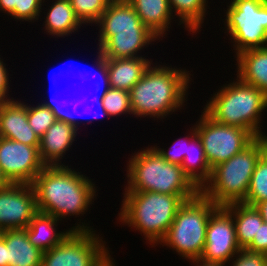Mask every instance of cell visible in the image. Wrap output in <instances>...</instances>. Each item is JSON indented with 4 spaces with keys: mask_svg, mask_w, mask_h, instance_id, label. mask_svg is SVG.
I'll list each match as a JSON object with an SVG mask.
<instances>
[{
    "mask_svg": "<svg viewBox=\"0 0 267 266\" xmlns=\"http://www.w3.org/2000/svg\"><path fill=\"white\" fill-rule=\"evenodd\" d=\"M17 0H0V12L9 16L13 13Z\"/></svg>",
    "mask_w": 267,
    "mask_h": 266,
    "instance_id": "8d00e7d4",
    "label": "cell"
},
{
    "mask_svg": "<svg viewBox=\"0 0 267 266\" xmlns=\"http://www.w3.org/2000/svg\"><path fill=\"white\" fill-rule=\"evenodd\" d=\"M44 0H17V5L13 13L10 15L15 21L21 24L22 22L34 23L38 22L39 17L42 15V6Z\"/></svg>",
    "mask_w": 267,
    "mask_h": 266,
    "instance_id": "d6a6232c",
    "label": "cell"
},
{
    "mask_svg": "<svg viewBox=\"0 0 267 266\" xmlns=\"http://www.w3.org/2000/svg\"><path fill=\"white\" fill-rule=\"evenodd\" d=\"M255 208L259 211L262 219L265 223H267V200L261 201L255 205Z\"/></svg>",
    "mask_w": 267,
    "mask_h": 266,
    "instance_id": "f35d334b",
    "label": "cell"
},
{
    "mask_svg": "<svg viewBox=\"0 0 267 266\" xmlns=\"http://www.w3.org/2000/svg\"><path fill=\"white\" fill-rule=\"evenodd\" d=\"M160 63H152L129 91L133 117L137 119L163 121L174 112L185 110L189 86L194 82L193 70Z\"/></svg>",
    "mask_w": 267,
    "mask_h": 266,
    "instance_id": "7a4b0ae2",
    "label": "cell"
},
{
    "mask_svg": "<svg viewBox=\"0 0 267 266\" xmlns=\"http://www.w3.org/2000/svg\"><path fill=\"white\" fill-rule=\"evenodd\" d=\"M219 206L199 192L178 209L160 246L169 247L185 260L200 259L206 239L207 224ZM175 250V251H174Z\"/></svg>",
    "mask_w": 267,
    "mask_h": 266,
    "instance_id": "52a82bcc",
    "label": "cell"
},
{
    "mask_svg": "<svg viewBox=\"0 0 267 266\" xmlns=\"http://www.w3.org/2000/svg\"><path fill=\"white\" fill-rule=\"evenodd\" d=\"M208 2V0H169L174 18H177L176 23L179 26L182 24L181 27L192 36L199 33L204 26L205 17L209 14Z\"/></svg>",
    "mask_w": 267,
    "mask_h": 266,
    "instance_id": "4316f807",
    "label": "cell"
},
{
    "mask_svg": "<svg viewBox=\"0 0 267 266\" xmlns=\"http://www.w3.org/2000/svg\"><path fill=\"white\" fill-rule=\"evenodd\" d=\"M181 167L184 174L199 190L210 180L212 169L198 134L188 143L187 154L184 156Z\"/></svg>",
    "mask_w": 267,
    "mask_h": 266,
    "instance_id": "d4e9b609",
    "label": "cell"
},
{
    "mask_svg": "<svg viewBox=\"0 0 267 266\" xmlns=\"http://www.w3.org/2000/svg\"><path fill=\"white\" fill-rule=\"evenodd\" d=\"M9 184L10 183L4 177V175L2 174L1 169H0V189L7 187Z\"/></svg>",
    "mask_w": 267,
    "mask_h": 266,
    "instance_id": "7bdbcfd3",
    "label": "cell"
},
{
    "mask_svg": "<svg viewBox=\"0 0 267 266\" xmlns=\"http://www.w3.org/2000/svg\"><path fill=\"white\" fill-rule=\"evenodd\" d=\"M63 67H64V66H63ZM63 67L58 68L59 71L56 70V71L58 72V73H57L58 76H60V75L64 76V72H63V71H64V70H63L64 68H63ZM53 72H54V71H53ZM50 75H51V74H50ZM54 75H56V72L53 73V78H54ZM57 78H58V77H57ZM57 78H56V79H57ZM64 78H65V77H64ZM59 79H60V78H59ZM52 80H53V79H52ZM63 80H64V79H63ZM66 80H67V79H66ZM53 82H54V83H53V87H55V88H54V89H55V92H54V94H53L54 96L52 95V97H56V98H58V96H57V92H58L57 89H58V87L56 86L57 81L55 80V78H54ZM54 85H55V86H54ZM56 90H57V91H56ZM55 93H56V96H55Z\"/></svg>",
    "mask_w": 267,
    "mask_h": 266,
    "instance_id": "60d3db41",
    "label": "cell"
},
{
    "mask_svg": "<svg viewBox=\"0 0 267 266\" xmlns=\"http://www.w3.org/2000/svg\"><path fill=\"white\" fill-rule=\"evenodd\" d=\"M76 113L79 114L78 111L67 109L40 138L39 154L46 166L66 165L62 160L76 143L81 123H85L78 120Z\"/></svg>",
    "mask_w": 267,
    "mask_h": 266,
    "instance_id": "4fadbf2b",
    "label": "cell"
},
{
    "mask_svg": "<svg viewBox=\"0 0 267 266\" xmlns=\"http://www.w3.org/2000/svg\"><path fill=\"white\" fill-rule=\"evenodd\" d=\"M246 249L267 254V223L263 222L261 224L259 231L254 235L252 243Z\"/></svg>",
    "mask_w": 267,
    "mask_h": 266,
    "instance_id": "d590c367",
    "label": "cell"
},
{
    "mask_svg": "<svg viewBox=\"0 0 267 266\" xmlns=\"http://www.w3.org/2000/svg\"><path fill=\"white\" fill-rule=\"evenodd\" d=\"M77 220L80 221H76L75 226L73 225L68 230L64 229L65 231H58L57 226L62 221L52 215L38 211L28 227L25 228L27 237L33 246L45 252L62 242L72 231H94L93 226L91 227L89 223L85 222L87 220H84V222L82 219Z\"/></svg>",
    "mask_w": 267,
    "mask_h": 266,
    "instance_id": "2e32d148",
    "label": "cell"
},
{
    "mask_svg": "<svg viewBox=\"0 0 267 266\" xmlns=\"http://www.w3.org/2000/svg\"><path fill=\"white\" fill-rule=\"evenodd\" d=\"M240 249L233 217L224 206H219L209 218L205 247L200 260L207 263L229 264Z\"/></svg>",
    "mask_w": 267,
    "mask_h": 266,
    "instance_id": "8fae6325",
    "label": "cell"
},
{
    "mask_svg": "<svg viewBox=\"0 0 267 266\" xmlns=\"http://www.w3.org/2000/svg\"><path fill=\"white\" fill-rule=\"evenodd\" d=\"M27 100L0 102V137L30 146H39L40 138L29 126Z\"/></svg>",
    "mask_w": 267,
    "mask_h": 266,
    "instance_id": "e0dca14e",
    "label": "cell"
},
{
    "mask_svg": "<svg viewBox=\"0 0 267 266\" xmlns=\"http://www.w3.org/2000/svg\"><path fill=\"white\" fill-rule=\"evenodd\" d=\"M267 200V150L258 159L252 174L248 193L242 203L255 206Z\"/></svg>",
    "mask_w": 267,
    "mask_h": 266,
    "instance_id": "f546056e",
    "label": "cell"
},
{
    "mask_svg": "<svg viewBox=\"0 0 267 266\" xmlns=\"http://www.w3.org/2000/svg\"><path fill=\"white\" fill-rule=\"evenodd\" d=\"M222 27L237 54L267 46V0H231ZM226 11V12H225ZM225 29V30H224Z\"/></svg>",
    "mask_w": 267,
    "mask_h": 266,
    "instance_id": "ba28073f",
    "label": "cell"
},
{
    "mask_svg": "<svg viewBox=\"0 0 267 266\" xmlns=\"http://www.w3.org/2000/svg\"><path fill=\"white\" fill-rule=\"evenodd\" d=\"M190 127V132L188 135H185L184 138L180 137L179 139L174 140L173 145L169 148H162L156 144L153 147L157 150V152L167 161L173 164L180 165L184 160L185 154H187L188 143L197 135L195 125Z\"/></svg>",
    "mask_w": 267,
    "mask_h": 266,
    "instance_id": "1f68e13d",
    "label": "cell"
},
{
    "mask_svg": "<svg viewBox=\"0 0 267 266\" xmlns=\"http://www.w3.org/2000/svg\"><path fill=\"white\" fill-rule=\"evenodd\" d=\"M38 212L31 184H12L0 189V228L25 229Z\"/></svg>",
    "mask_w": 267,
    "mask_h": 266,
    "instance_id": "5bb4252c",
    "label": "cell"
},
{
    "mask_svg": "<svg viewBox=\"0 0 267 266\" xmlns=\"http://www.w3.org/2000/svg\"><path fill=\"white\" fill-rule=\"evenodd\" d=\"M71 167L69 164L45 166L31 184L38 211L63 222L74 215L82 218L89 212L99 191L93 179Z\"/></svg>",
    "mask_w": 267,
    "mask_h": 266,
    "instance_id": "6da1fadb",
    "label": "cell"
},
{
    "mask_svg": "<svg viewBox=\"0 0 267 266\" xmlns=\"http://www.w3.org/2000/svg\"><path fill=\"white\" fill-rule=\"evenodd\" d=\"M230 262L226 266H267V254L240 249Z\"/></svg>",
    "mask_w": 267,
    "mask_h": 266,
    "instance_id": "836d02e7",
    "label": "cell"
},
{
    "mask_svg": "<svg viewBox=\"0 0 267 266\" xmlns=\"http://www.w3.org/2000/svg\"><path fill=\"white\" fill-rule=\"evenodd\" d=\"M97 54L98 55H96V61L94 62L95 64L93 65V69H91V71L90 70H88V69H86L85 67L83 68V73H85V75H83L82 76V80H83V82H84V80L85 81H91V76H95L96 77V79H95V77L93 78V79H95V81H93L92 83L94 84V87H95V89H93V90H91V91H94V92H91L92 94H90V96L91 95H94L93 93H95V95L94 96H91V98H90V96H88V97H86L84 100H82V99H79V97H77L76 99H74V97H73V99L71 98V100L70 99H68L67 101H66V103H67V106H69V108H67L68 110H72V109H74L75 111H79L78 109H80L79 108V106L78 105H82V103H83V105L82 106H85L86 108L88 107L89 108V105H91L90 106V108H92L93 109V104L95 105V107L97 106V104L98 103H100L103 99H104V96H105V94H106V92L108 91V88H109V80H108V73H107V68H106V64H105V58L102 56V54L100 53V51L98 50V52H97ZM96 68H95V67ZM94 68H95V70H94ZM86 70H88V71H86ZM94 70V71H93ZM91 74H90V73ZM95 73H97V75L95 74ZM88 76V77H87ZM90 77V78H89ZM91 83V82H90ZM85 84V83H84ZM90 87V86H89ZM89 92V91H88ZM93 97V98H92ZM88 98H89V100H88ZM93 99V100H92ZM83 101V102H82ZM73 104V105H71V103ZM74 102V103H73ZM78 102V103H77ZM91 103V104H90ZM70 107L72 108V109H70Z\"/></svg>",
    "mask_w": 267,
    "mask_h": 266,
    "instance_id": "83f0119b",
    "label": "cell"
},
{
    "mask_svg": "<svg viewBox=\"0 0 267 266\" xmlns=\"http://www.w3.org/2000/svg\"><path fill=\"white\" fill-rule=\"evenodd\" d=\"M233 59L236 61V76L267 96V46L245 50Z\"/></svg>",
    "mask_w": 267,
    "mask_h": 266,
    "instance_id": "44dd1931",
    "label": "cell"
},
{
    "mask_svg": "<svg viewBox=\"0 0 267 266\" xmlns=\"http://www.w3.org/2000/svg\"><path fill=\"white\" fill-rule=\"evenodd\" d=\"M230 81L211 94L203 111L220 124L248 130L255 138L266 137L261 124L262 113L267 112V96L238 77Z\"/></svg>",
    "mask_w": 267,
    "mask_h": 266,
    "instance_id": "277c9868",
    "label": "cell"
},
{
    "mask_svg": "<svg viewBox=\"0 0 267 266\" xmlns=\"http://www.w3.org/2000/svg\"><path fill=\"white\" fill-rule=\"evenodd\" d=\"M3 59L4 58L0 55V102L16 99V97H11L12 94H10L11 91L9 90V88L11 87V85L9 83H11V80L9 78V70L6 68V63Z\"/></svg>",
    "mask_w": 267,
    "mask_h": 266,
    "instance_id": "e575fe53",
    "label": "cell"
},
{
    "mask_svg": "<svg viewBox=\"0 0 267 266\" xmlns=\"http://www.w3.org/2000/svg\"><path fill=\"white\" fill-rule=\"evenodd\" d=\"M136 11L142 23L154 33L160 41L171 29L174 15L169 0H127Z\"/></svg>",
    "mask_w": 267,
    "mask_h": 266,
    "instance_id": "7402d4cb",
    "label": "cell"
},
{
    "mask_svg": "<svg viewBox=\"0 0 267 266\" xmlns=\"http://www.w3.org/2000/svg\"><path fill=\"white\" fill-rule=\"evenodd\" d=\"M124 192H155L168 195H197L200 190L180 165L167 162L153 146L144 147L128 158Z\"/></svg>",
    "mask_w": 267,
    "mask_h": 266,
    "instance_id": "5b68a950",
    "label": "cell"
},
{
    "mask_svg": "<svg viewBox=\"0 0 267 266\" xmlns=\"http://www.w3.org/2000/svg\"><path fill=\"white\" fill-rule=\"evenodd\" d=\"M99 49L115 32L150 31L127 0H111L95 24Z\"/></svg>",
    "mask_w": 267,
    "mask_h": 266,
    "instance_id": "9a60e30c",
    "label": "cell"
},
{
    "mask_svg": "<svg viewBox=\"0 0 267 266\" xmlns=\"http://www.w3.org/2000/svg\"><path fill=\"white\" fill-rule=\"evenodd\" d=\"M69 67H71V66H69ZM77 67H78V66H77ZM77 67H75V68H77ZM67 69H68V68H67ZM65 70H66V69H65ZM72 70H73V69L70 68V70H66V71H64V72H66V74L69 76V72L72 73V72L74 71V70H73V71H72ZM76 72H77V71H76ZM66 74H65V75H66ZM73 74H74V72H73ZM70 75H71V74H70ZM78 75H79L80 77H78L77 75H76V76H77L78 78H80V80L82 81V76L84 75V73H83V67H82V70H81L80 68L78 69ZM71 76H72V75H71ZM74 76H75V74H74ZM74 76H73V77H74ZM66 77H67V76H66ZM70 78H71V77H70ZM75 79H76V78H75ZM68 80H69V79H68ZM80 83H81V82H80Z\"/></svg>",
    "mask_w": 267,
    "mask_h": 266,
    "instance_id": "b9f144b4",
    "label": "cell"
},
{
    "mask_svg": "<svg viewBox=\"0 0 267 266\" xmlns=\"http://www.w3.org/2000/svg\"><path fill=\"white\" fill-rule=\"evenodd\" d=\"M51 99H47V101L46 99L42 100L43 102L37 103L36 106L33 102L32 105L31 102L30 104L27 103V119L29 126L39 138L44 135L48 128L57 121L68 108L66 103L67 97L66 99H59V97L58 100L54 97Z\"/></svg>",
    "mask_w": 267,
    "mask_h": 266,
    "instance_id": "484cf974",
    "label": "cell"
},
{
    "mask_svg": "<svg viewBox=\"0 0 267 266\" xmlns=\"http://www.w3.org/2000/svg\"><path fill=\"white\" fill-rule=\"evenodd\" d=\"M121 209L116 217L144 236L146 244L156 247L166 236L178 209L196 195H168L155 192H123ZM143 234V235H142Z\"/></svg>",
    "mask_w": 267,
    "mask_h": 266,
    "instance_id": "3957f363",
    "label": "cell"
},
{
    "mask_svg": "<svg viewBox=\"0 0 267 266\" xmlns=\"http://www.w3.org/2000/svg\"><path fill=\"white\" fill-rule=\"evenodd\" d=\"M232 215L236 237L241 249H246L253 241L254 235L264 222L255 206L244 203H232L224 206Z\"/></svg>",
    "mask_w": 267,
    "mask_h": 266,
    "instance_id": "cb8c5ba5",
    "label": "cell"
},
{
    "mask_svg": "<svg viewBox=\"0 0 267 266\" xmlns=\"http://www.w3.org/2000/svg\"><path fill=\"white\" fill-rule=\"evenodd\" d=\"M157 40L160 42L151 31L115 32V35L97 50L108 59L146 57L142 55V51Z\"/></svg>",
    "mask_w": 267,
    "mask_h": 266,
    "instance_id": "ac0fdd59",
    "label": "cell"
},
{
    "mask_svg": "<svg viewBox=\"0 0 267 266\" xmlns=\"http://www.w3.org/2000/svg\"><path fill=\"white\" fill-rule=\"evenodd\" d=\"M0 266H8L7 247L3 238L0 239Z\"/></svg>",
    "mask_w": 267,
    "mask_h": 266,
    "instance_id": "74e56055",
    "label": "cell"
},
{
    "mask_svg": "<svg viewBox=\"0 0 267 266\" xmlns=\"http://www.w3.org/2000/svg\"><path fill=\"white\" fill-rule=\"evenodd\" d=\"M197 120L195 129L211 169L241 152L255 139L248 130L220 124L203 110Z\"/></svg>",
    "mask_w": 267,
    "mask_h": 266,
    "instance_id": "30bf717a",
    "label": "cell"
},
{
    "mask_svg": "<svg viewBox=\"0 0 267 266\" xmlns=\"http://www.w3.org/2000/svg\"><path fill=\"white\" fill-rule=\"evenodd\" d=\"M153 60L147 57L105 58L109 87L130 91L143 77Z\"/></svg>",
    "mask_w": 267,
    "mask_h": 266,
    "instance_id": "ffe728a7",
    "label": "cell"
},
{
    "mask_svg": "<svg viewBox=\"0 0 267 266\" xmlns=\"http://www.w3.org/2000/svg\"><path fill=\"white\" fill-rule=\"evenodd\" d=\"M96 231H72L58 245L43 252L41 266H105L113 253Z\"/></svg>",
    "mask_w": 267,
    "mask_h": 266,
    "instance_id": "9c48e42d",
    "label": "cell"
},
{
    "mask_svg": "<svg viewBox=\"0 0 267 266\" xmlns=\"http://www.w3.org/2000/svg\"><path fill=\"white\" fill-rule=\"evenodd\" d=\"M4 230L0 228V239L2 238Z\"/></svg>",
    "mask_w": 267,
    "mask_h": 266,
    "instance_id": "ee69618b",
    "label": "cell"
},
{
    "mask_svg": "<svg viewBox=\"0 0 267 266\" xmlns=\"http://www.w3.org/2000/svg\"><path fill=\"white\" fill-rule=\"evenodd\" d=\"M49 1V0H48ZM47 0L43 1V8L41 13L44 16H40L41 20L44 18L43 29L45 34L51 35L50 38H59V37H68L73 33L80 31V28L83 27V24L77 18L74 13V10L69 2V0H52L48 6L45 8ZM51 5V6H50ZM43 9H46L44 11ZM82 26V27H81ZM79 29V30H78Z\"/></svg>",
    "mask_w": 267,
    "mask_h": 266,
    "instance_id": "d6986e66",
    "label": "cell"
},
{
    "mask_svg": "<svg viewBox=\"0 0 267 266\" xmlns=\"http://www.w3.org/2000/svg\"><path fill=\"white\" fill-rule=\"evenodd\" d=\"M8 266H41L43 251L33 246L26 229L4 230Z\"/></svg>",
    "mask_w": 267,
    "mask_h": 266,
    "instance_id": "603a6c76",
    "label": "cell"
},
{
    "mask_svg": "<svg viewBox=\"0 0 267 266\" xmlns=\"http://www.w3.org/2000/svg\"><path fill=\"white\" fill-rule=\"evenodd\" d=\"M96 110L93 111V116L91 119L86 120V122L89 125H92L90 122L91 120L94 122V120H99L100 117L106 118H112L114 117H120L121 115H132L133 112L131 109V103H130V94L129 91L122 90V89H115V88H108V91L106 92L104 99L97 104ZM97 112V113H96Z\"/></svg>",
    "mask_w": 267,
    "mask_h": 266,
    "instance_id": "f1b7e54d",
    "label": "cell"
},
{
    "mask_svg": "<svg viewBox=\"0 0 267 266\" xmlns=\"http://www.w3.org/2000/svg\"><path fill=\"white\" fill-rule=\"evenodd\" d=\"M45 166L39 146L0 137V169L9 183L32 184Z\"/></svg>",
    "mask_w": 267,
    "mask_h": 266,
    "instance_id": "7c38bea8",
    "label": "cell"
},
{
    "mask_svg": "<svg viewBox=\"0 0 267 266\" xmlns=\"http://www.w3.org/2000/svg\"><path fill=\"white\" fill-rule=\"evenodd\" d=\"M187 261L188 262L190 261L192 265L194 266H226V265H222L218 263H207V262L201 261L200 259H191Z\"/></svg>",
    "mask_w": 267,
    "mask_h": 266,
    "instance_id": "ab89813d",
    "label": "cell"
},
{
    "mask_svg": "<svg viewBox=\"0 0 267 266\" xmlns=\"http://www.w3.org/2000/svg\"><path fill=\"white\" fill-rule=\"evenodd\" d=\"M111 0H69L75 15L85 26H94Z\"/></svg>",
    "mask_w": 267,
    "mask_h": 266,
    "instance_id": "4dcf8cb0",
    "label": "cell"
},
{
    "mask_svg": "<svg viewBox=\"0 0 267 266\" xmlns=\"http://www.w3.org/2000/svg\"><path fill=\"white\" fill-rule=\"evenodd\" d=\"M266 150L267 136L255 138L241 152L213 167L200 192L217 206L243 202L256 163Z\"/></svg>",
    "mask_w": 267,
    "mask_h": 266,
    "instance_id": "8992f818",
    "label": "cell"
}]
</instances>
